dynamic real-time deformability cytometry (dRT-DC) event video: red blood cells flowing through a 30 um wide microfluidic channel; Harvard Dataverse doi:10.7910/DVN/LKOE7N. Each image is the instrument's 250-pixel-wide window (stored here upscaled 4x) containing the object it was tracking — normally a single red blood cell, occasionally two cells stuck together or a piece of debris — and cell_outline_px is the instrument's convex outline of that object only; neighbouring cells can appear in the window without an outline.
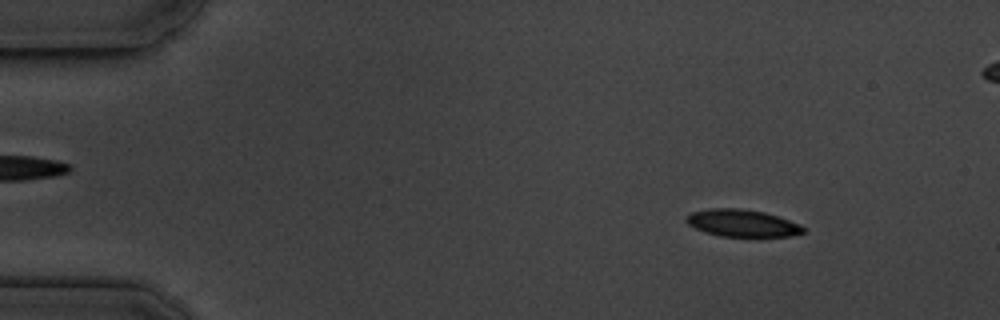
{"species": "common noctule bat (a hibernating species)", "species_latin": "Nyctalus noctula", "temperature_condition": "cold", "stored_images_in_passage": 56, "segment_of_instrument_passage": [1, 2], "camera_frame_rate_fps": 3000, "um_per_image_px": 0.085, "animal": {"sex": "male", "body_mass_g": 19.5, "forearm_length_mm": 54.6}, "frame": {"image": 1, "passage_image": 7, "time_ms": 2.0, "image_size_px": [1000, 320], "cell_outline_px": [[804, 232], [792, 236], [720, 236], [704, 232], [688, 224], [684, 220], [684, 216], [692, 212], [712, 208], [740, 208], [764, 212], [800, 224], [804, 228]], "centroid_in_image_um": [63.04, 18.96], "position_along_channel_um": 22.0, "area_um2": 18.44}}
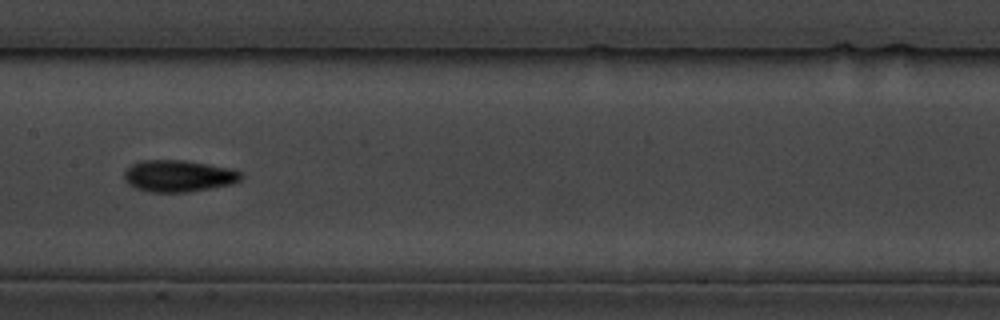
{"frame": {"image": 2, "passage_image": 28, "time_ms": 9.0, "image_size_px": [1000, 320], "cell_outline_px": [[244, 176], [240, 180], [232, 184], [192, 192], [148, 192], [136, 188], [128, 184], [124, 180], [124, 172], [132, 164], [140, 160], [184, 160], [208, 164], [240, 172]], "centroid_in_image_um": [15.14, 14.97], "position_along_channel_um": 192.3, "area_um2": 21.62}}
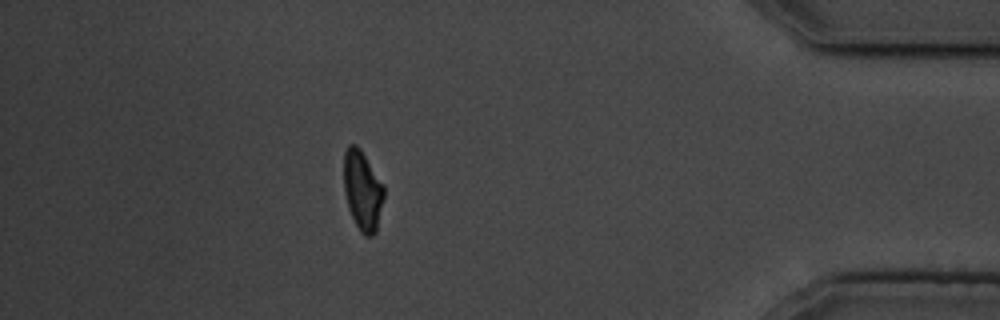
{"frame": {"image": 3, "passage_image": 49, "time_ms": 16.0, "image_size_px": [1000, 320], "cell_outline_px": [[384, 196], [376, 232], [372, 236], [364, 236], [360, 232], [348, 208], [344, 192], [344, 152], [348, 144], [356, 144], [360, 148], [384, 184]], "centroid_in_image_um": [30.81, 16.18], "position_along_channel_um": 404.4, "area_um2": 18.79}}